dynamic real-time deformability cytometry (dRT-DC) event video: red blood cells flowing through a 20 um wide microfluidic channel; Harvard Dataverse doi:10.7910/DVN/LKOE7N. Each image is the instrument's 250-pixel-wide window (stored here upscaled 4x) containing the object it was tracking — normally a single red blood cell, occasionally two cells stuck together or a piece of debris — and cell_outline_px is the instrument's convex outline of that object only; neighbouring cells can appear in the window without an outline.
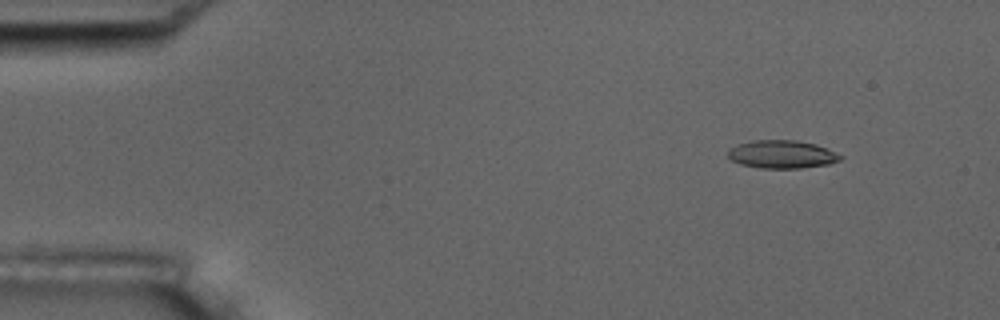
{"species": "common noctule bat (a hibernating species)", "species_latin": "Nyctalus noctula", "temperature_condition": "room temperature", "stored_images_in_passage": 5, "camera_frame_rate_fps": 3000, "um_per_image_px": 0.085, "animal": {"sex": "male", "body_mass_g": 17.5, "forearm_length_mm": 52.3}, "frame": {"image": 1, "passage_image": 2, "time_ms": 1.333, "image_size_px": [1000, 320], "cell_outline_px": [[844, 156], [840, 160], [828, 164], [800, 168], [760, 168], [740, 164], [732, 160], [728, 156], [728, 148], [736, 144], [752, 140], [796, 140], [816, 144]], "centroid_in_image_um": [66.43, 13.11], "position_along_channel_um": 18.6, "area_um2": 18.44}}
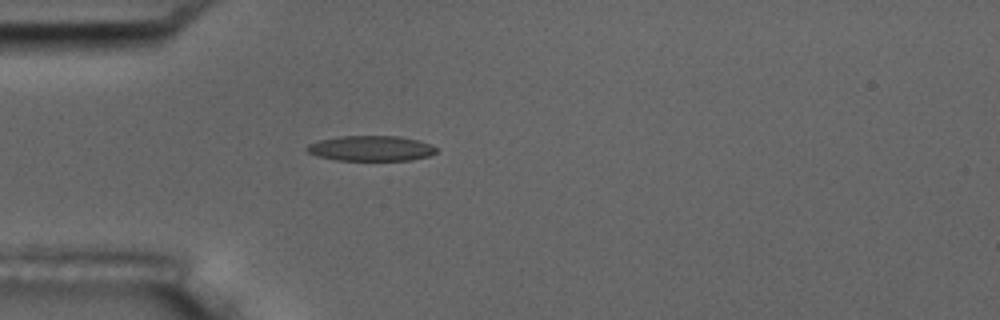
{"frame": {"image": 2, "passage_image": 5, "time_ms": 4.667, "image_size_px": [1000, 320], "cell_outline_px": [[436, 152], [428, 156], [412, 160], [336, 160], [320, 156], [308, 152], [304, 148], [308, 144], [320, 140], [340, 136], [400, 136], [420, 140], [432, 144], [436, 148]], "centroid_in_image_um": [31.56, 12.6], "position_along_channel_um": 53.4, "area_um2": 19.07}}